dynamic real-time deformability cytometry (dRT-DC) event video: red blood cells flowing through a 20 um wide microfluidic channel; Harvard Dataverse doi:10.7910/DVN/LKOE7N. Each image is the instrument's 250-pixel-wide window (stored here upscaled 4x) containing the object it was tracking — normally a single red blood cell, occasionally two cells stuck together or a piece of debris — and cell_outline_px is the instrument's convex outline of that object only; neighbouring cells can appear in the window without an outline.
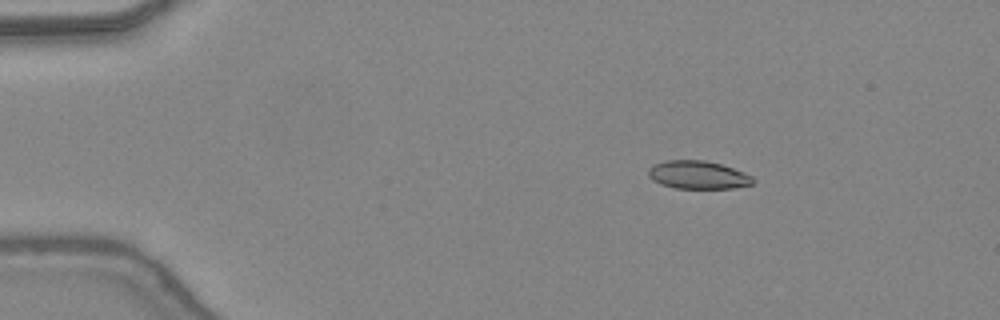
{"species": "common noctule bat (a hibernating species)", "species_latin": "Nyctalus noctula", "temperature_condition": "warm", "stored_images_in_passage": 40, "camera_frame_rate_fps": 3000, "um_per_image_px": 0.085, "animal": {"sex": "female", "body_mass_g": 24.6, "forearm_length_mm": 56.2}, "frame": {"image": 1, "passage_image": 1, "time_ms": 0.0, "image_size_px": [1000, 320], "cell_outline_px": [[756, 180], [752, 184], [732, 188], [676, 188], [660, 184], [652, 180], [648, 176], [648, 168], [652, 164], [668, 160], [704, 160], [720, 164], [732, 168], [752, 176]], "centroid_in_image_um": [59.29, 14.86], "position_along_channel_um": 25.7, "area_um2": 17.11}}
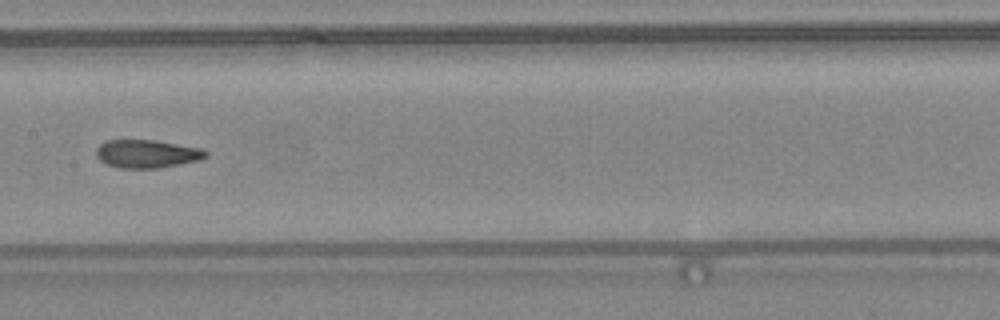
{"frame": {"image": 2, "passage_image": 18, "time_ms": 5.667, "image_size_px": [1000, 320], "cell_outline_px": [[208, 156], [200, 160], [160, 168], [120, 168], [108, 164], [100, 160], [96, 156], [96, 148], [104, 140], [156, 140], [204, 148], [208, 152]], "centroid_in_image_um": [12.53, 13.06], "position_along_channel_um": 194.9, "area_um2": 18.21}}
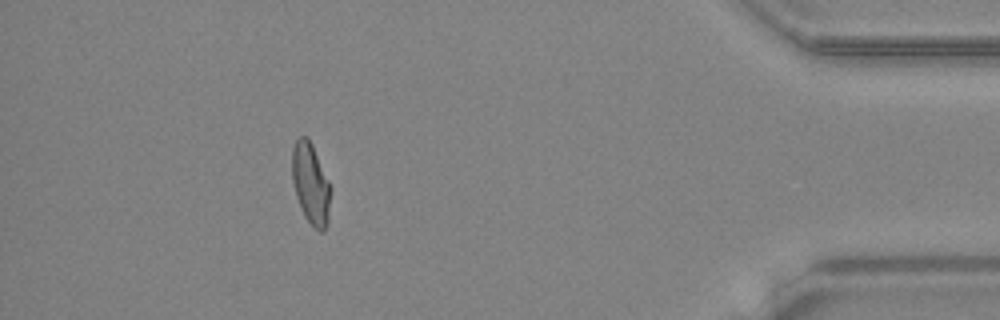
{"frame": {"image": 3, "passage_image": 36, "time_ms": 11.667, "image_size_px": [1000, 320], "cell_outline_px": [[332, 188], [328, 224], [324, 232], [320, 232], [304, 216], [300, 208], [296, 196], [292, 180], [292, 148], [296, 140], [300, 136], [308, 136], [312, 144]], "centroid_in_image_um": [26.43, 15.63], "position_along_channel_um": 408.8, "area_um2": 18.5}, "authors_computed_cell_mechanics": {"area_um2": 18.4093, "velocity_mm_per_s": 4.4325, "shape_relaxation_time_tau1_ms": null, "shape_relaxation_time_tau2_ms": 1.682, "deformation_change_tau1": null, "deformation_change_tau2": 0.0882}}